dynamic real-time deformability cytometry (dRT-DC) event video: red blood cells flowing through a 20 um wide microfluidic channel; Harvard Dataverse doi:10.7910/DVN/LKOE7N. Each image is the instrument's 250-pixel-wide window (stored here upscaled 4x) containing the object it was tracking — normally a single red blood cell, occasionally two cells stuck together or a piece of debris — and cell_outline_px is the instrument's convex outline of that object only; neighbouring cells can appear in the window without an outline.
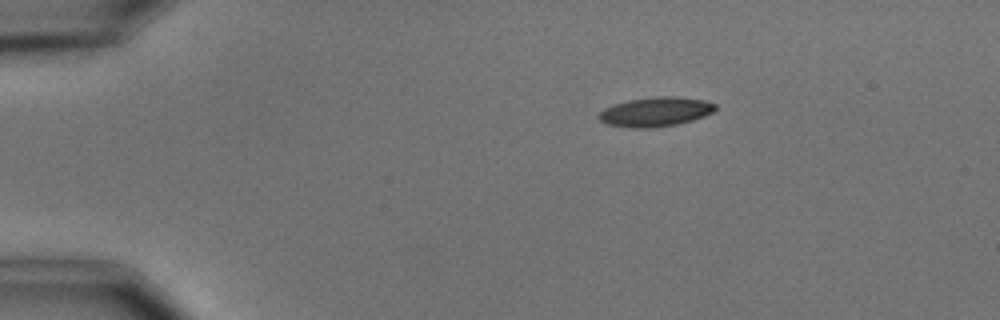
{"species": "common noctule bat (a hibernating species)", "species_latin": "Nyctalus noctula", "temperature_condition": "cold", "stored_images_in_passage": 3, "camera_frame_rate_fps": 3000, "um_per_image_px": 0.085, "animal": {"sex": "male", "body_mass_g": 15.6}, "frame": {"image": 1, "passage_image": 1, "time_ms": 0.0, "image_size_px": [1000, 320], "cell_outline_px": [[716, 108], [712, 112], [704, 116], [692, 120], [676, 124], [648, 128], [632, 128], [608, 124], [600, 120], [596, 116], [604, 108], [628, 100], [656, 96], [676, 96], [704, 100], [716, 104]], "centroid_in_image_um": [55.71, 9.49], "position_along_channel_um": 29.3, "area_um2": 19.83}}
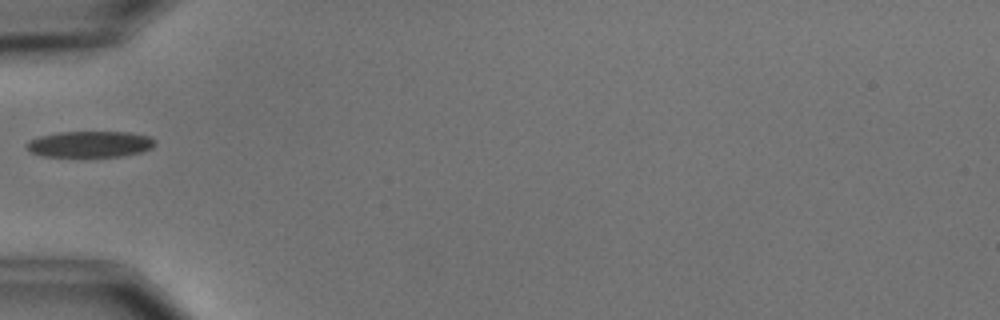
{"frame": {"image": 2, "passage_image": 3, "time_ms": 3.0, "image_size_px": [1000, 320], "cell_outline_px": [[156, 144], [152, 148], [140, 152], [124, 156], [44, 156], [32, 152], [24, 144], [28, 140], [40, 136], [60, 132], [132, 132], [148, 136], [156, 140]], "centroid_in_image_um": [7.68, 12.24], "position_along_channel_um": 77.3, "area_um2": 19.54}}